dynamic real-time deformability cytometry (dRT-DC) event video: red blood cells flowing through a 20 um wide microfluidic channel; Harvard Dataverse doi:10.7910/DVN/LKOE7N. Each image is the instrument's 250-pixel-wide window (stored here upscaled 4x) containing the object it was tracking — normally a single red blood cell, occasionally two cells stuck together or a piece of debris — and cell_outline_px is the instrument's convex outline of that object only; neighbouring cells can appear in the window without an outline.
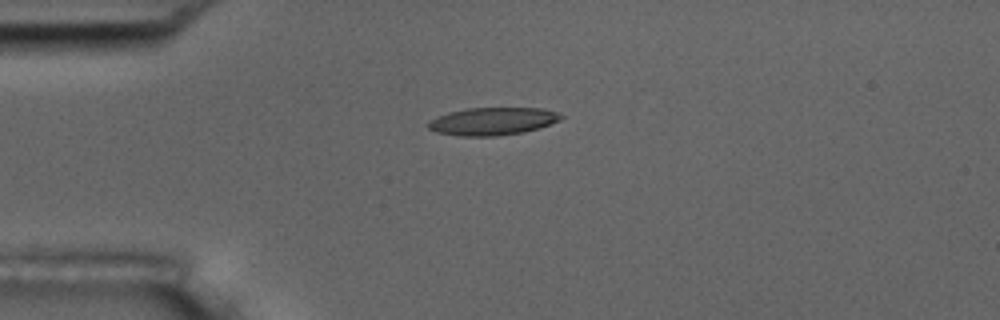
{"species": "common noctule bat (a hibernating species)", "species_latin": "Nyctalus noctula", "temperature_condition": "room temperature", "stored_images_in_passage": 8, "camera_frame_rate_fps": 3000, "um_per_image_px": 0.085, "animal": {"sex": "male", "body_mass_g": 17.5, "forearm_length_mm": 52.3}, "frame": {"image": 1, "passage_image": 1, "time_ms": 0.0, "image_size_px": [1000, 320], "cell_outline_px": [[564, 116], [560, 120], [540, 128], [524, 132], [496, 136], [460, 136], [436, 132], [428, 128], [428, 124], [436, 116], [448, 112], [468, 108], [540, 108], [556, 112]], "centroid_in_image_um": [41.87, 10.31], "position_along_channel_um": 43.1, "area_um2": 21.39}}
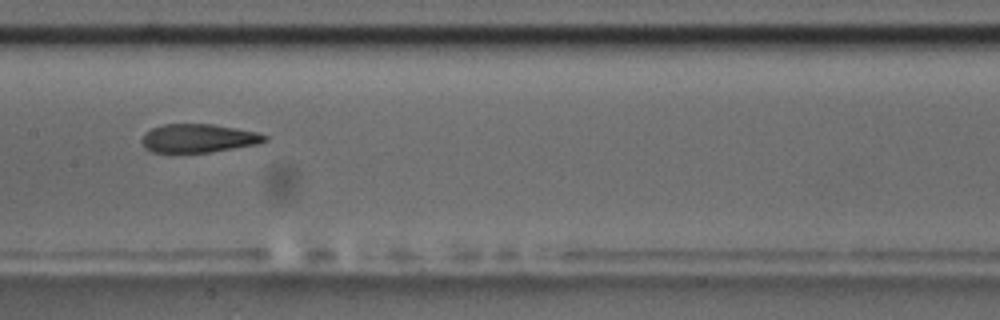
{"frame": {"image": 2, "passage_image": 5, "time_ms": 4.667, "image_size_px": [1000, 320], "cell_outline_px": [[268, 140], [260, 144], [208, 152], [152, 152], [144, 148], [140, 140], [144, 132], [152, 128], [164, 124], [212, 124], [236, 128], [256, 132], [268, 136]], "centroid_in_image_um": [16.85, 11.75], "position_along_channel_um": 190.6, "area_um2": 20.52}}
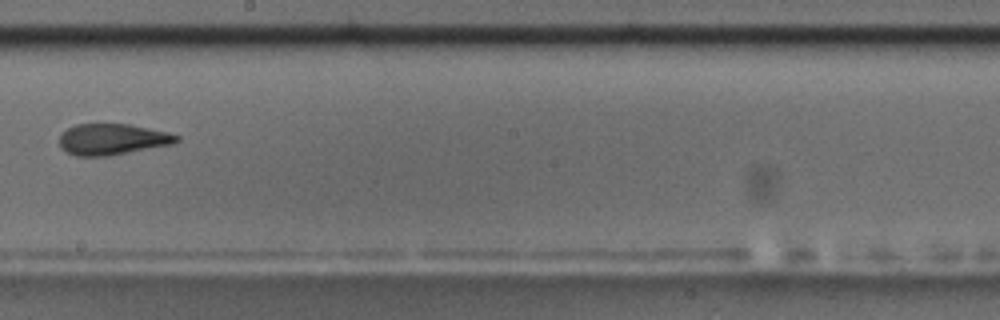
{"frame": {"image": 3, "passage_image": 6, "time_ms": 6.0, "image_size_px": [1000, 320], "cell_outline_px": [[180, 140], [172, 144], [108, 156], [76, 156], [60, 148], [60, 132], [76, 124], [128, 124], [168, 132], [180, 136]], "centroid_in_image_um": [9.53, 11.84], "position_along_channel_um": 238.7, "area_um2": 21.21}}